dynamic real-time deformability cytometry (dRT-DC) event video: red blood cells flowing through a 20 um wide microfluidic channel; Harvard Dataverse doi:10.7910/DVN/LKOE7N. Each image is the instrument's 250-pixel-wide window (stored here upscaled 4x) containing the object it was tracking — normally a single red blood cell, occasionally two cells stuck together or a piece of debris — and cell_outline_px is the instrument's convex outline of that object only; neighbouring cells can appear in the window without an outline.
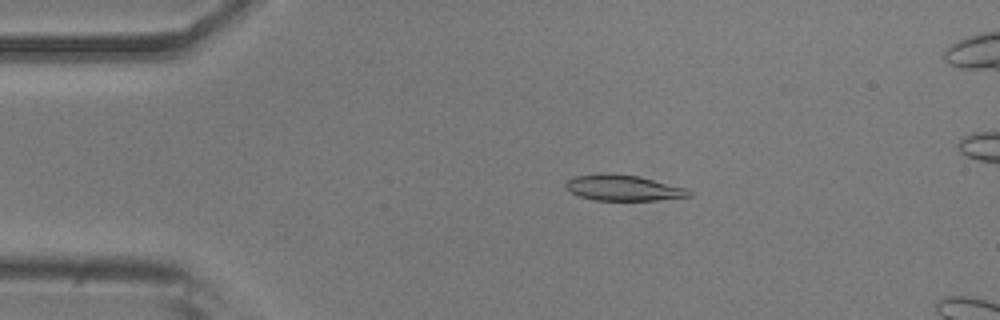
{"species": "common noctule bat (a hibernating species)", "species_latin": "Nyctalus noctula", "temperature_condition": "room temperature", "stored_images_in_passage": 16, "camera_frame_rate_fps": 3000, "um_per_image_px": 0.085, "animal": {"sex": "male", "body_mass_g": 20.5, "forearm_length_mm": 52.5}, "frame": {"image": 1, "passage_image": 10, "time_ms": 3.0, "image_size_px": [1000, 320], "cell_outline_px": [[692, 196], [656, 200], [596, 200], [580, 196], [564, 188], [564, 184], [572, 176], [600, 172], [612, 172], [640, 176], [688, 188], [692, 192]], "centroid_in_image_um": [52.97, 15.94], "position_along_channel_um": 32.0, "area_um2": 18.96}}